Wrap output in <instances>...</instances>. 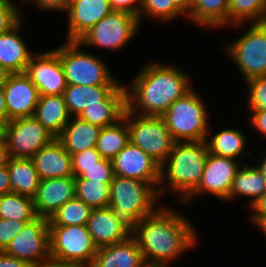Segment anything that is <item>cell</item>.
I'll use <instances>...</instances> for the list:
<instances>
[{
  "label": "cell",
  "mask_w": 266,
  "mask_h": 267,
  "mask_svg": "<svg viewBox=\"0 0 266 267\" xmlns=\"http://www.w3.org/2000/svg\"><path fill=\"white\" fill-rule=\"evenodd\" d=\"M186 216L162 203L139 221L131 236L140 247L147 266L173 267L174 261L198 247L199 233Z\"/></svg>",
  "instance_id": "1"
},
{
  "label": "cell",
  "mask_w": 266,
  "mask_h": 267,
  "mask_svg": "<svg viewBox=\"0 0 266 267\" xmlns=\"http://www.w3.org/2000/svg\"><path fill=\"white\" fill-rule=\"evenodd\" d=\"M174 65L157 59L144 64L131 84H125L127 110L142 116H162L189 92L194 87L192 74Z\"/></svg>",
  "instance_id": "2"
},
{
  "label": "cell",
  "mask_w": 266,
  "mask_h": 267,
  "mask_svg": "<svg viewBox=\"0 0 266 267\" xmlns=\"http://www.w3.org/2000/svg\"><path fill=\"white\" fill-rule=\"evenodd\" d=\"M208 154L205 140L176 142L160 166V198L169 194L182 203L198 187Z\"/></svg>",
  "instance_id": "3"
},
{
  "label": "cell",
  "mask_w": 266,
  "mask_h": 267,
  "mask_svg": "<svg viewBox=\"0 0 266 267\" xmlns=\"http://www.w3.org/2000/svg\"><path fill=\"white\" fill-rule=\"evenodd\" d=\"M158 185L159 183H148L134 178L117 175L113 177L108 206L131 235L138 228L139 221L161 205Z\"/></svg>",
  "instance_id": "4"
},
{
  "label": "cell",
  "mask_w": 266,
  "mask_h": 267,
  "mask_svg": "<svg viewBox=\"0 0 266 267\" xmlns=\"http://www.w3.org/2000/svg\"><path fill=\"white\" fill-rule=\"evenodd\" d=\"M58 54L67 85H119L105 59L85 48L78 41H64L53 48ZM84 49V50H83Z\"/></svg>",
  "instance_id": "5"
},
{
  "label": "cell",
  "mask_w": 266,
  "mask_h": 267,
  "mask_svg": "<svg viewBox=\"0 0 266 267\" xmlns=\"http://www.w3.org/2000/svg\"><path fill=\"white\" fill-rule=\"evenodd\" d=\"M231 29L246 28L243 35L221 45V52L237 67L243 83L266 76V23L235 24Z\"/></svg>",
  "instance_id": "6"
},
{
  "label": "cell",
  "mask_w": 266,
  "mask_h": 267,
  "mask_svg": "<svg viewBox=\"0 0 266 267\" xmlns=\"http://www.w3.org/2000/svg\"><path fill=\"white\" fill-rule=\"evenodd\" d=\"M205 99L193 87L183 97L175 100L161 116L176 142L206 140L210 130L211 115Z\"/></svg>",
  "instance_id": "7"
},
{
  "label": "cell",
  "mask_w": 266,
  "mask_h": 267,
  "mask_svg": "<svg viewBox=\"0 0 266 267\" xmlns=\"http://www.w3.org/2000/svg\"><path fill=\"white\" fill-rule=\"evenodd\" d=\"M140 21L136 15L126 12L112 11L103 17L78 42L84 47H96L112 52L121 51L132 40L136 39L140 29Z\"/></svg>",
  "instance_id": "8"
},
{
  "label": "cell",
  "mask_w": 266,
  "mask_h": 267,
  "mask_svg": "<svg viewBox=\"0 0 266 267\" xmlns=\"http://www.w3.org/2000/svg\"><path fill=\"white\" fill-rule=\"evenodd\" d=\"M50 259L90 267L98 250L86 225L49 226Z\"/></svg>",
  "instance_id": "9"
},
{
  "label": "cell",
  "mask_w": 266,
  "mask_h": 267,
  "mask_svg": "<svg viewBox=\"0 0 266 267\" xmlns=\"http://www.w3.org/2000/svg\"><path fill=\"white\" fill-rule=\"evenodd\" d=\"M129 142L138 146L160 165L168 158L176 141L161 116H142L126 109Z\"/></svg>",
  "instance_id": "10"
},
{
  "label": "cell",
  "mask_w": 266,
  "mask_h": 267,
  "mask_svg": "<svg viewBox=\"0 0 266 267\" xmlns=\"http://www.w3.org/2000/svg\"><path fill=\"white\" fill-rule=\"evenodd\" d=\"M8 255L28 262L33 267H42L50 261L49 220L37 216L26 223L4 250Z\"/></svg>",
  "instance_id": "11"
},
{
  "label": "cell",
  "mask_w": 266,
  "mask_h": 267,
  "mask_svg": "<svg viewBox=\"0 0 266 267\" xmlns=\"http://www.w3.org/2000/svg\"><path fill=\"white\" fill-rule=\"evenodd\" d=\"M240 161L209 153L198 187L181 204L188 206L199 196L201 198L207 195L223 202L227 201L232 182L243 164Z\"/></svg>",
  "instance_id": "12"
},
{
  "label": "cell",
  "mask_w": 266,
  "mask_h": 267,
  "mask_svg": "<svg viewBox=\"0 0 266 267\" xmlns=\"http://www.w3.org/2000/svg\"><path fill=\"white\" fill-rule=\"evenodd\" d=\"M63 97L71 117H78L88 106L127 105L122 82L119 85H67Z\"/></svg>",
  "instance_id": "13"
},
{
  "label": "cell",
  "mask_w": 266,
  "mask_h": 267,
  "mask_svg": "<svg viewBox=\"0 0 266 267\" xmlns=\"http://www.w3.org/2000/svg\"><path fill=\"white\" fill-rule=\"evenodd\" d=\"M54 137L34 117L10 120L7 147L10 158H32Z\"/></svg>",
  "instance_id": "14"
},
{
  "label": "cell",
  "mask_w": 266,
  "mask_h": 267,
  "mask_svg": "<svg viewBox=\"0 0 266 267\" xmlns=\"http://www.w3.org/2000/svg\"><path fill=\"white\" fill-rule=\"evenodd\" d=\"M37 87L39 95H63L67 87L59 54L52 48L31 57L24 72Z\"/></svg>",
  "instance_id": "15"
},
{
  "label": "cell",
  "mask_w": 266,
  "mask_h": 267,
  "mask_svg": "<svg viewBox=\"0 0 266 267\" xmlns=\"http://www.w3.org/2000/svg\"><path fill=\"white\" fill-rule=\"evenodd\" d=\"M114 175L159 183L160 164L138 146L128 143L112 160Z\"/></svg>",
  "instance_id": "16"
},
{
  "label": "cell",
  "mask_w": 266,
  "mask_h": 267,
  "mask_svg": "<svg viewBox=\"0 0 266 267\" xmlns=\"http://www.w3.org/2000/svg\"><path fill=\"white\" fill-rule=\"evenodd\" d=\"M3 89L9 120L33 117L40 95L25 73L10 74Z\"/></svg>",
  "instance_id": "17"
},
{
  "label": "cell",
  "mask_w": 266,
  "mask_h": 267,
  "mask_svg": "<svg viewBox=\"0 0 266 267\" xmlns=\"http://www.w3.org/2000/svg\"><path fill=\"white\" fill-rule=\"evenodd\" d=\"M111 12L109 0H79L71 4L64 14L68 19L66 41H78Z\"/></svg>",
  "instance_id": "18"
},
{
  "label": "cell",
  "mask_w": 266,
  "mask_h": 267,
  "mask_svg": "<svg viewBox=\"0 0 266 267\" xmlns=\"http://www.w3.org/2000/svg\"><path fill=\"white\" fill-rule=\"evenodd\" d=\"M73 198H75L74 176L41 180L33 197L36 216L49 219L63 204Z\"/></svg>",
  "instance_id": "19"
},
{
  "label": "cell",
  "mask_w": 266,
  "mask_h": 267,
  "mask_svg": "<svg viewBox=\"0 0 266 267\" xmlns=\"http://www.w3.org/2000/svg\"><path fill=\"white\" fill-rule=\"evenodd\" d=\"M32 160L41 180L73 176L71 155L57 138L42 147Z\"/></svg>",
  "instance_id": "20"
},
{
  "label": "cell",
  "mask_w": 266,
  "mask_h": 267,
  "mask_svg": "<svg viewBox=\"0 0 266 267\" xmlns=\"http://www.w3.org/2000/svg\"><path fill=\"white\" fill-rule=\"evenodd\" d=\"M23 19L9 32L0 35V65L11 74L24 73L31 57L36 53L21 37Z\"/></svg>",
  "instance_id": "21"
},
{
  "label": "cell",
  "mask_w": 266,
  "mask_h": 267,
  "mask_svg": "<svg viewBox=\"0 0 266 267\" xmlns=\"http://www.w3.org/2000/svg\"><path fill=\"white\" fill-rule=\"evenodd\" d=\"M86 226L97 248L123 242L131 236L110 206L93 209Z\"/></svg>",
  "instance_id": "22"
},
{
  "label": "cell",
  "mask_w": 266,
  "mask_h": 267,
  "mask_svg": "<svg viewBox=\"0 0 266 267\" xmlns=\"http://www.w3.org/2000/svg\"><path fill=\"white\" fill-rule=\"evenodd\" d=\"M90 267H148L136 240H127L98 248Z\"/></svg>",
  "instance_id": "23"
},
{
  "label": "cell",
  "mask_w": 266,
  "mask_h": 267,
  "mask_svg": "<svg viewBox=\"0 0 266 267\" xmlns=\"http://www.w3.org/2000/svg\"><path fill=\"white\" fill-rule=\"evenodd\" d=\"M266 193V181L256 165L244 162L238 169L229 192L226 203L236 200L237 197H245V203L250 209L252 205Z\"/></svg>",
  "instance_id": "24"
},
{
  "label": "cell",
  "mask_w": 266,
  "mask_h": 267,
  "mask_svg": "<svg viewBox=\"0 0 266 267\" xmlns=\"http://www.w3.org/2000/svg\"><path fill=\"white\" fill-rule=\"evenodd\" d=\"M243 130L235 127H224L212 134L209 130L206 137L208 152L222 157L240 160L245 155H253L251 150L247 149V136ZM211 132V133H210Z\"/></svg>",
  "instance_id": "25"
},
{
  "label": "cell",
  "mask_w": 266,
  "mask_h": 267,
  "mask_svg": "<svg viewBox=\"0 0 266 267\" xmlns=\"http://www.w3.org/2000/svg\"><path fill=\"white\" fill-rule=\"evenodd\" d=\"M33 117L54 138L61 134L71 118L63 95L40 96Z\"/></svg>",
  "instance_id": "26"
},
{
  "label": "cell",
  "mask_w": 266,
  "mask_h": 267,
  "mask_svg": "<svg viewBox=\"0 0 266 267\" xmlns=\"http://www.w3.org/2000/svg\"><path fill=\"white\" fill-rule=\"evenodd\" d=\"M101 127L84 121L79 117H71L64 130L57 137L65 150L70 154L95 148Z\"/></svg>",
  "instance_id": "27"
},
{
  "label": "cell",
  "mask_w": 266,
  "mask_h": 267,
  "mask_svg": "<svg viewBox=\"0 0 266 267\" xmlns=\"http://www.w3.org/2000/svg\"><path fill=\"white\" fill-rule=\"evenodd\" d=\"M229 0H193L187 21L203 28H228Z\"/></svg>",
  "instance_id": "28"
},
{
  "label": "cell",
  "mask_w": 266,
  "mask_h": 267,
  "mask_svg": "<svg viewBox=\"0 0 266 267\" xmlns=\"http://www.w3.org/2000/svg\"><path fill=\"white\" fill-rule=\"evenodd\" d=\"M7 166L11 191L33 198L41 179L32 158H10Z\"/></svg>",
  "instance_id": "29"
},
{
  "label": "cell",
  "mask_w": 266,
  "mask_h": 267,
  "mask_svg": "<svg viewBox=\"0 0 266 267\" xmlns=\"http://www.w3.org/2000/svg\"><path fill=\"white\" fill-rule=\"evenodd\" d=\"M129 143L126 111L117 123L101 128L95 148L103 159L114 157Z\"/></svg>",
  "instance_id": "30"
},
{
  "label": "cell",
  "mask_w": 266,
  "mask_h": 267,
  "mask_svg": "<svg viewBox=\"0 0 266 267\" xmlns=\"http://www.w3.org/2000/svg\"><path fill=\"white\" fill-rule=\"evenodd\" d=\"M266 23V0H229L228 26Z\"/></svg>",
  "instance_id": "31"
},
{
  "label": "cell",
  "mask_w": 266,
  "mask_h": 267,
  "mask_svg": "<svg viewBox=\"0 0 266 267\" xmlns=\"http://www.w3.org/2000/svg\"><path fill=\"white\" fill-rule=\"evenodd\" d=\"M36 217L33 198L15 192L0 196V219L29 223Z\"/></svg>",
  "instance_id": "32"
},
{
  "label": "cell",
  "mask_w": 266,
  "mask_h": 267,
  "mask_svg": "<svg viewBox=\"0 0 266 267\" xmlns=\"http://www.w3.org/2000/svg\"><path fill=\"white\" fill-rule=\"evenodd\" d=\"M148 17L155 20L156 23L159 22L164 25L181 17L187 19V14L174 0H141V10L138 17L141 26L144 19Z\"/></svg>",
  "instance_id": "33"
},
{
  "label": "cell",
  "mask_w": 266,
  "mask_h": 267,
  "mask_svg": "<svg viewBox=\"0 0 266 267\" xmlns=\"http://www.w3.org/2000/svg\"><path fill=\"white\" fill-rule=\"evenodd\" d=\"M75 197L92 209L107 207L110 202V183L75 177Z\"/></svg>",
  "instance_id": "34"
},
{
  "label": "cell",
  "mask_w": 266,
  "mask_h": 267,
  "mask_svg": "<svg viewBox=\"0 0 266 267\" xmlns=\"http://www.w3.org/2000/svg\"><path fill=\"white\" fill-rule=\"evenodd\" d=\"M92 210L90 206L75 197L50 216L49 226L87 225Z\"/></svg>",
  "instance_id": "35"
},
{
  "label": "cell",
  "mask_w": 266,
  "mask_h": 267,
  "mask_svg": "<svg viewBox=\"0 0 266 267\" xmlns=\"http://www.w3.org/2000/svg\"><path fill=\"white\" fill-rule=\"evenodd\" d=\"M126 109L127 105H93L85 108L78 117L103 128L121 120Z\"/></svg>",
  "instance_id": "36"
},
{
  "label": "cell",
  "mask_w": 266,
  "mask_h": 267,
  "mask_svg": "<svg viewBox=\"0 0 266 267\" xmlns=\"http://www.w3.org/2000/svg\"><path fill=\"white\" fill-rule=\"evenodd\" d=\"M248 110H266V76L255 77L245 83Z\"/></svg>",
  "instance_id": "37"
},
{
  "label": "cell",
  "mask_w": 266,
  "mask_h": 267,
  "mask_svg": "<svg viewBox=\"0 0 266 267\" xmlns=\"http://www.w3.org/2000/svg\"><path fill=\"white\" fill-rule=\"evenodd\" d=\"M21 9L22 1L0 0V35L9 32L24 19Z\"/></svg>",
  "instance_id": "38"
},
{
  "label": "cell",
  "mask_w": 266,
  "mask_h": 267,
  "mask_svg": "<svg viewBox=\"0 0 266 267\" xmlns=\"http://www.w3.org/2000/svg\"><path fill=\"white\" fill-rule=\"evenodd\" d=\"M114 176L112 161L103 158L91 167H82V174L80 175L81 178L100 181L101 183H111Z\"/></svg>",
  "instance_id": "39"
},
{
  "label": "cell",
  "mask_w": 266,
  "mask_h": 267,
  "mask_svg": "<svg viewBox=\"0 0 266 267\" xmlns=\"http://www.w3.org/2000/svg\"><path fill=\"white\" fill-rule=\"evenodd\" d=\"M100 153L96 148H90L85 151L71 155L73 176L79 177L82 174V167H91L97 164L101 159Z\"/></svg>",
  "instance_id": "40"
},
{
  "label": "cell",
  "mask_w": 266,
  "mask_h": 267,
  "mask_svg": "<svg viewBox=\"0 0 266 267\" xmlns=\"http://www.w3.org/2000/svg\"><path fill=\"white\" fill-rule=\"evenodd\" d=\"M25 221L0 219V251H4L10 241L23 229Z\"/></svg>",
  "instance_id": "41"
},
{
  "label": "cell",
  "mask_w": 266,
  "mask_h": 267,
  "mask_svg": "<svg viewBox=\"0 0 266 267\" xmlns=\"http://www.w3.org/2000/svg\"><path fill=\"white\" fill-rule=\"evenodd\" d=\"M33 5L36 10H41L44 13H57L65 14L68 9V0H23L22 8L28 4Z\"/></svg>",
  "instance_id": "42"
},
{
  "label": "cell",
  "mask_w": 266,
  "mask_h": 267,
  "mask_svg": "<svg viewBox=\"0 0 266 267\" xmlns=\"http://www.w3.org/2000/svg\"><path fill=\"white\" fill-rule=\"evenodd\" d=\"M112 11L126 12L139 17L141 0H109Z\"/></svg>",
  "instance_id": "43"
},
{
  "label": "cell",
  "mask_w": 266,
  "mask_h": 267,
  "mask_svg": "<svg viewBox=\"0 0 266 267\" xmlns=\"http://www.w3.org/2000/svg\"><path fill=\"white\" fill-rule=\"evenodd\" d=\"M250 112V113H249ZM248 121L256 132L258 131L260 136L266 137V110H248Z\"/></svg>",
  "instance_id": "44"
},
{
  "label": "cell",
  "mask_w": 266,
  "mask_h": 267,
  "mask_svg": "<svg viewBox=\"0 0 266 267\" xmlns=\"http://www.w3.org/2000/svg\"><path fill=\"white\" fill-rule=\"evenodd\" d=\"M251 211L248 216V220L253 224V226L262 218L266 217V193L260 197L248 210Z\"/></svg>",
  "instance_id": "45"
},
{
  "label": "cell",
  "mask_w": 266,
  "mask_h": 267,
  "mask_svg": "<svg viewBox=\"0 0 266 267\" xmlns=\"http://www.w3.org/2000/svg\"><path fill=\"white\" fill-rule=\"evenodd\" d=\"M0 267H33L28 262L0 251Z\"/></svg>",
  "instance_id": "46"
},
{
  "label": "cell",
  "mask_w": 266,
  "mask_h": 267,
  "mask_svg": "<svg viewBox=\"0 0 266 267\" xmlns=\"http://www.w3.org/2000/svg\"><path fill=\"white\" fill-rule=\"evenodd\" d=\"M10 192L12 191L8 173V166L0 167V196Z\"/></svg>",
  "instance_id": "47"
},
{
  "label": "cell",
  "mask_w": 266,
  "mask_h": 267,
  "mask_svg": "<svg viewBox=\"0 0 266 267\" xmlns=\"http://www.w3.org/2000/svg\"><path fill=\"white\" fill-rule=\"evenodd\" d=\"M10 154L6 142H0V167L8 165Z\"/></svg>",
  "instance_id": "48"
},
{
  "label": "cell",
  "mask_w": 266,
  "mask_h": 267,
  "mask_svg": "<svg viewBox=\"0 0 266 267\" xmlns=\"http://www.w3.org/2000/svg\"><path fill=\"white\" fill-rule=\"evenodd\" d=\"M10 120L0 116V142H6Z\"/></svg>",
  "instance_id": "49"
},
{
  "label": "cell",
  "mask_w": 266,
  "mask_h": 267,
  "mask_svg": "<svg viewBox=\"0 0 266 267\" xmlns=\"http://www.w3.org/2000/svg\"><path fill=\"white\" fill-rule=\"evenodd\" d=\"M0 116L7 118V106L3 86H0Z\"/></svg>",
  "instance_id": "50"
},
{
  "label": "cell",
  "mask_w": 266,
  "mask_h": 267,
  "mask_svg": "<svg viewBox=\"0 0 266 267\" xmlns=\"http://www.w3.org/2000/svg\"><path fill=\"white\" fill-rule=\"evenodd\" d=\"M174 2L188 14L192 10L193 0H174Z\"/></svg>",
  "instance_id": "51"
},
{
  "label": "cell",
  "mask_w": 266,
  "mask_h": 267,
  "mask_svg": "<svg viewBox=\"0 0 266 267\" xmlns=\"http://www.w3.org/2000/svg\"><path fill=\"white\" fill-rule=\"evenodd\" d=\"M259 161V162H257ZM255 163L256 167L260 170L263 178L266 181V151L264 153V156L262 158L260 157ZM258 163V164H257Z\"/></svg>",
  "instance_id": "52"
},
{
  "label": "cell",
  "mask_w": 266,
  "mask_h": 267,
  "mask_svg": "<svg viewBox=\"0 0 266 267\" xmlns=\"http://www.w3.org/2000/svg\"><path fill=\"white\" fill-rule=\"evenodd\" d=\"M42 267H85V266L78 264L58 263L50 260L47 263H45Z\"/></svg>",
  "instance_id": "53"
},
{
  "label": "cell",
  "mask_w": 266,
  "mask_h": 267,
  "mask_svg": "<svg viewBox=\"0 0 266 267\" xmlns=\"http://www.w3.org/2000/svg\"><path fill=\"white\" fill-rule=\"evenodd\" d=\"M254 226L258 231L260 230L261 234L263 233L262 236L266 237V217L259 220Z\"/></svg>",
  "instance_id": "54"
},
{
  "label": "cell",
  "mask_w": 266,
  "mask_h": 267,
  "mask_svg": "<svg viewBox=\"0 0 266 267\" xmlns=\"http://www.w3.org/2000/svg\"><path fill=\"white\" fill-rule=\"evenodd\" d=\"M11 73L0 65V86H3Z\"/></svg>",
  "instance_id": "55"
},
{
  "label": "cell",
  "mask_w": 266,
  "mask_h": 267,
  "mask_svg": "<svg viewBox=\"0 0 266 267\" xmlns=\"http://www.w3.org/2000/svg\"><path fill=\"white\" fill-rule=\"evenodd\" d=\"M77 1H79V0H68V7H69L71 4H73V3L77 2Z\"/></svg>",
  "instance_id": "56"
}]
</instances>
